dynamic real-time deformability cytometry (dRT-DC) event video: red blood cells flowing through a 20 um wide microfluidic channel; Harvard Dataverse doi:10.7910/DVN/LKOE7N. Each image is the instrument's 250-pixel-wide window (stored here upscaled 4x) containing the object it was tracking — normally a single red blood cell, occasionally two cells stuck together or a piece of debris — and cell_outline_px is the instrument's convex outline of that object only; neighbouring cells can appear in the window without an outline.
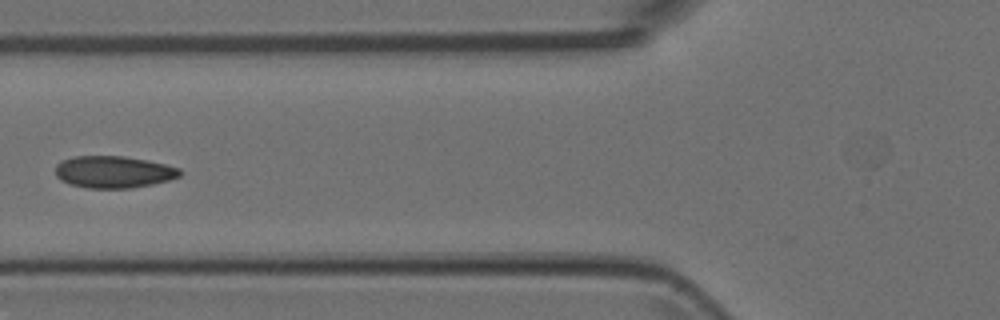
{"species": "Egyptian fruit bat (a non-hibernating species)", "species_latin": "Rousettus aegyptiacus", "temperature_condition": "room temperature", "stored_images_in_passage": 6, "camera_frame_rate_fps": 3000, "um_per_image_px": 0.085, "animal": {"sex": "female"}, "frame": {"image": 1, "passage_image": 5, "time_ms": 1.333, "image_size_px": [1000, 320], "cell_outline_px": [[180, 176], [168, 180], [152, 184], [132, 188], [88, 188], [68, 184], [60, 180], [56, 176], [56, 164], [72, 156], [124, 156], [148, 160], [180, 168]], "centroid_in_image_um": [9.63, 14.61], "position_along_channel_um": 116.2, "area_um2": 23.24}}